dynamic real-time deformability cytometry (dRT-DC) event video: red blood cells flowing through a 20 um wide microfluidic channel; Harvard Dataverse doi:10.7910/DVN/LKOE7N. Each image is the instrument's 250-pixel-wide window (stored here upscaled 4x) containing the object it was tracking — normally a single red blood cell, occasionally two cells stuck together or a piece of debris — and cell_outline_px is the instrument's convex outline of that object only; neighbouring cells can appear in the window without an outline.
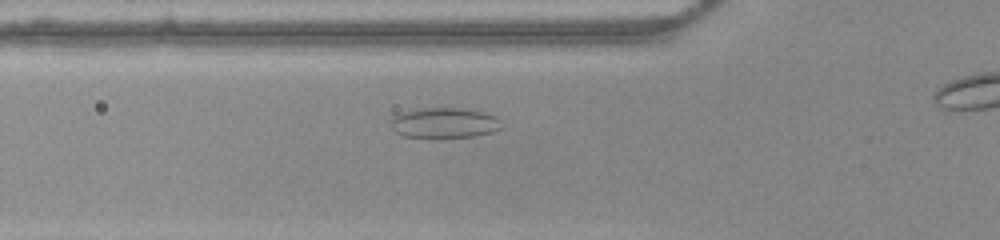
{"species": "common noctule bat (a hibernating species)", "species_latin": "Nyctalus noctula", "temperature_condition": "warm", "stored_images_in_passage": 37, "camera_frame_rate_fps": 3000, "um_per_image_px": 0.085, "animal": {"sex": "female", "body_mass_g": 22.0, "forearm_length_mm": 56.7}, "frame": {"image": 1, "passage_image": 13, "time_ms": 4.0, "image_size_px": [1000, 240], "cell_outline_px": [[504, 128], [492, 132], [472, 136], [436, 140], [432, 140], [404, 136], [396, 132], [392, 128], [392, 116], [400, 112], [412, 108], [464, 108], [484, 112], [496, 116], [500, 120]], "centroid_in_image_um": [37.76, 10.47], "position_along_channel_um": 88.0, "area_um2": 20.52}}
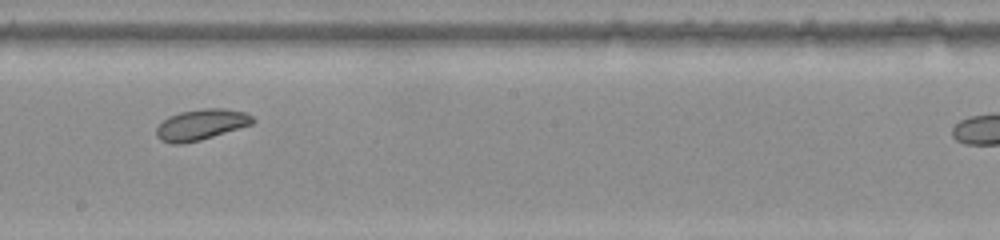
{"frame": {"image": 2, "passage_image": 24, "time_ms": 7.667, "image_size_px": [1000, 240], "cell_outline_px": [[256, 120], [252, 124], [200, 140], [180, 144], [172, 144], [160, 140], [156, 136], [156, 128], [168, 116], [180, 112], [204, 108], [224, 108], [244, 112], [252, 116]], "centroid_in_image_um": [17.08, 10.59], "position_along_channel_um": 231.1, "area_um2": 17.22}}
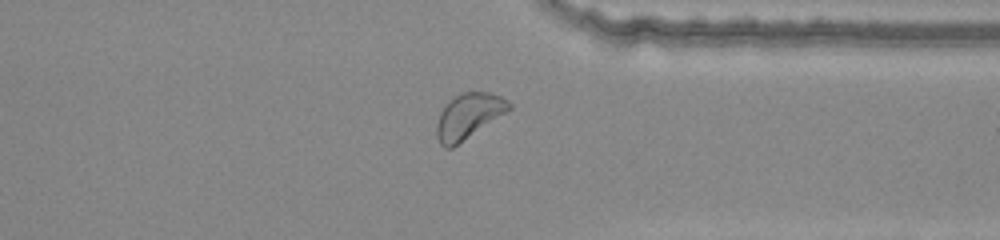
{"frame": {"image": 3, "passage_image": 35, "time_ms": 11.333, "image_size_px": [1000, 240], "cell_outline_px": [[512, 108], [452, 148], [444, 148], [440, 144], [436, 136], [436, 124], [440, 112], [456, 96], [464, 92], [488, 92], [500, 96], [508, 100], [512, 104]], "centroid_in_image_um": [39.82, 9.88], "position_along_channel_um": 371.6, "area_um2": 18.73}}